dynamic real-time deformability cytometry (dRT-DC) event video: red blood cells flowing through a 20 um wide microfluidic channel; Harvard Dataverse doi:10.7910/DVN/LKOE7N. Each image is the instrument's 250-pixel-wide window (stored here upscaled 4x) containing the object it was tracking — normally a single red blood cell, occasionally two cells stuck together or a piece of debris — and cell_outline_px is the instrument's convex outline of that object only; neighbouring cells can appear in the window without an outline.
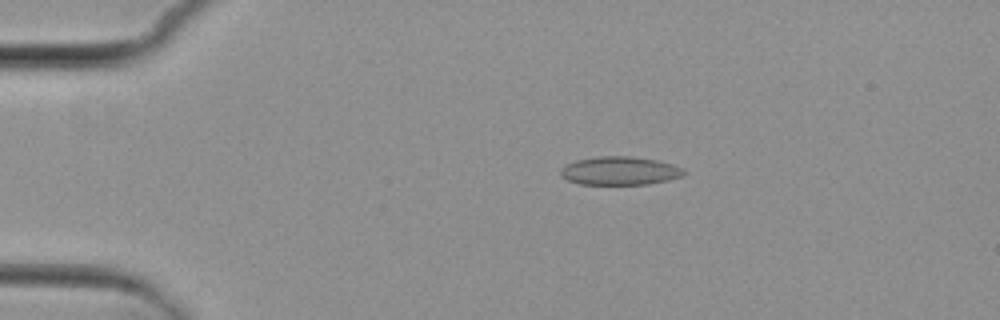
{"species": "common noctule bat (a hibernating species)", "species_latin": "Nyctalus noctula", "temperature_condition": "cold", "stored_images_in_passage": 3, "camera_frame_rate_fps": 3000, "um_per_image_px": 0.085, "animal": {"sex": "female", "body_mass_g": 29.2, "forearm_length_mm": 56.3}, "frame": {"image": 1, "passage_image": 2, "time_ms": 1.333, "image_size_px": [1000, 320], "cell_outline_px": [[684, 172], [680, 176], [668, 180], [648, 184], [580, 184], [568, 180], [560, 176], [560, 168], [576, 160], [596, 156], [632, 156], [656, 160], [672, 164], [684, 168]], "centroid_in_image_um": [52.65, 14.51], "position_along_channel_um": 32.3, "area_um2": 20.35}}